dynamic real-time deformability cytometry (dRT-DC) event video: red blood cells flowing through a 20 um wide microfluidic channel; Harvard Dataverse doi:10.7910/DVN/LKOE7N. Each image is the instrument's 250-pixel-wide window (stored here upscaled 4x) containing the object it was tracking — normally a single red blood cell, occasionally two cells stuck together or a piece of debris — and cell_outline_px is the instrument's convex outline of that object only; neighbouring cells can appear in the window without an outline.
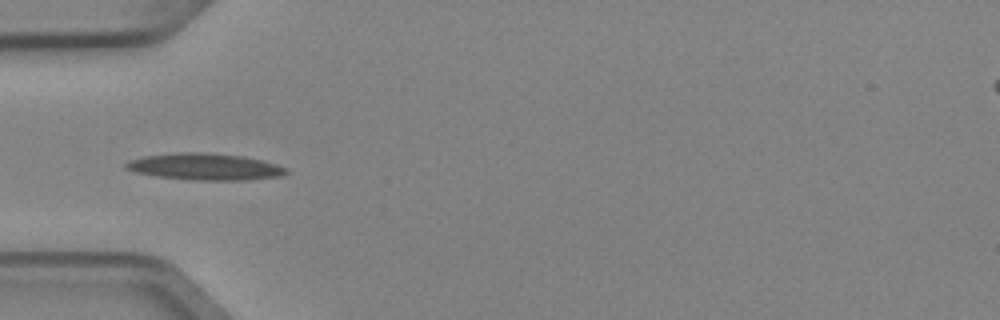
{"species": "Egyptian fruit bat (a non-hibernating species)", "species_latin": "Rousettus aegyptiacus", "temperature_condition": "cold", "stored_images_in_passage": 2, "camera_frame_rate_fps": 3000, "um_per_image_px": 0.085, "animal": {"sex": "female"}, "frame": {"image": 1, "passage_image": 2, "time_ms": 0.333, "image_size_px": [1000, 320], "cell_outline_px": [[288, 172], [280, 176], [244, 180], [192, 180], [156, 176], [136, 172], [124, 168], [124, 164], [128, 160], [144, 156], [180, 152], [204, 152], [240, 156], [260, 160], [276, 164], [288, 168]], "centroid_in_image_um": [17.38, 14.17], "position_along_channel_um": 67.6, "area_um2": 24.8}}